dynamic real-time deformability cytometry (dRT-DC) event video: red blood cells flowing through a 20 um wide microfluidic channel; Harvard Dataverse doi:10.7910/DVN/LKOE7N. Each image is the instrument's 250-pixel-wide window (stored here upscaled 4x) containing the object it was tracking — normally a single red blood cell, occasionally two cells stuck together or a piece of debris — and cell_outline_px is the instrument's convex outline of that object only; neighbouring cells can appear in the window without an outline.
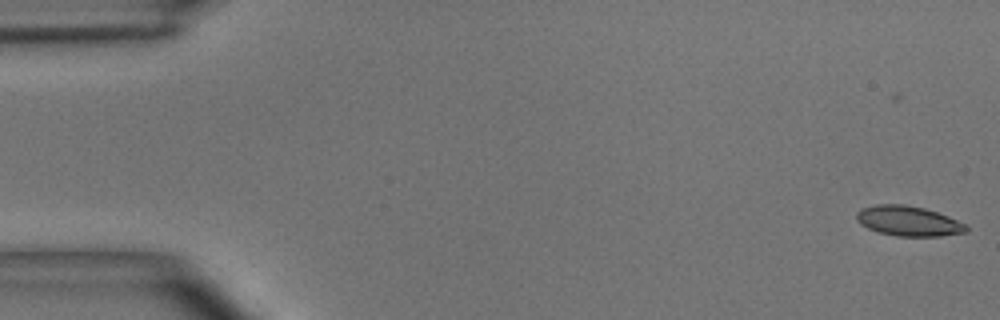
{"species": "common noctule bat (a hibernating species)", "species_latin": "Nyctalus noctula", "temperature_condition": "room temperature", "stored_images_in_passage": 52, "camera_frame_rate_fps": 3000, "um_per_image_px": 0.085, "animal": {"sex": "male", "body_mass_g": 15.6}, "frame": {"image": 1, "passage_image": 1, "time_ms": 0.0, "image_size_px": [1000, 320], "cell_outline_px": [[968, 232], [940, 236], [896, 236], [880, 232], [868, 228], [860, 224], [856, 220], [856, 212], [860, 208], [876, 204], [904, 204], [924, 208], [948, 216], [964, 224], [968, 228]], "centroid_in_image_um": [77.18, 18.78], "position_along_channel_um": 7.8, "area_um2": 19.19}}
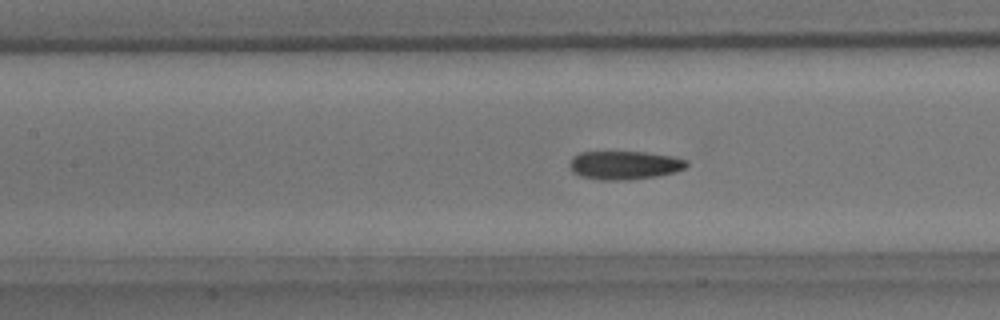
{"frame": {"image": 2, "passage_image": 24, "time_ms": 7.667, "image_size_px": [1000, 320], "cell_outline_px": [[688, 164], [684, 168], [676, 172], [656, 176], [628, 180], [600, 180], [580, 176], [572, 172], [568, 164], [572, 156], [580, 152], [644, 152], [672, 156], [688, 160]], "centroid_in_image_um": [53.05, 14.04], "position_along_channel_um": 154.3, "area_um2": 19.59}}
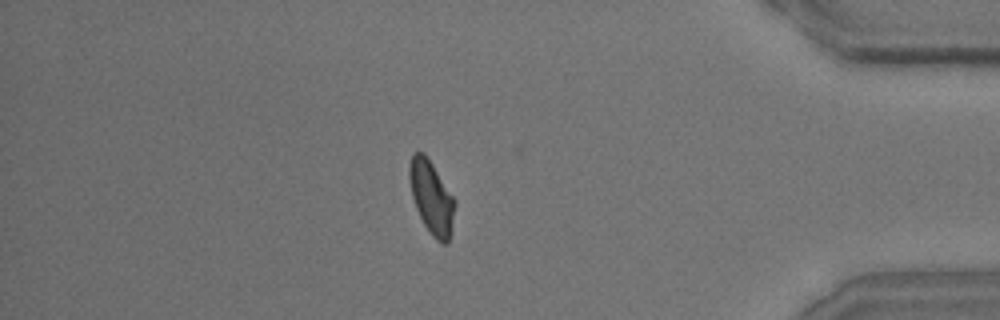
{"frame": {"image": 3, "passage_image": 47, "time_ms": 15.333, "image_size_px": [1000, 320], "cell_outline_px": [[456, 204], [448, 244], [440, 244], [432, 236], [424, 224], [416, 208], [412, 196], [408, 176], [408, 168], [412, 152], [424, 152], [456, 200]], "centroid_in_image_um": [36.67, 16.78], "position_along_channel_um": 398.5, "area_um2": 19.42}, "authors_computed_cell_mechanics": {"area_um2": 19.5364, "velocity_mm_per_s": 3.6587, "shape_relaxation_time_tau1_ms": 5.8938, "shape_relaxation_time_tau2_ms": 1.8912, "deformation_change_tau1": 0.157, "deformation_change_tau2": 0.0838}}